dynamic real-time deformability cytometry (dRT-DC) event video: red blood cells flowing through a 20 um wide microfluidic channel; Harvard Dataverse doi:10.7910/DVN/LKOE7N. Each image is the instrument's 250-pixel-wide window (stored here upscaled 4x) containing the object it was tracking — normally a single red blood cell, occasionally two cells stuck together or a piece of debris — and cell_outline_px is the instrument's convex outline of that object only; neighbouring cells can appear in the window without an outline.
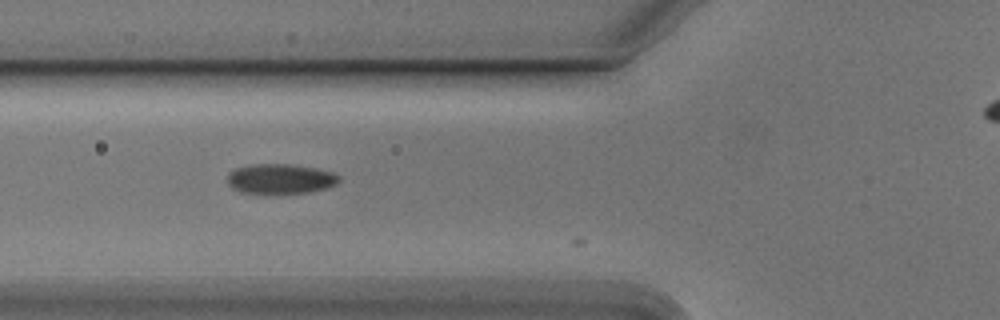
{"species": "Egyptian fruit bat (a non-hibernating species)", "species_latin": "Rousettus aegyptiacus", "temperature_condition": "cold", "stored_images_in_passage": 3, "camera_frame_rate_fps": 3000, "um_per_image_px": 0.085, "animal": {"sex": "male"}, "frame": {"image": 1, "passage_image": 2, "time_ms": 0.333, "image_size_px": [1000, 320], "cell_outline_px": [[340, 180], [336, 184], [324, 188], [308, 192], [240, 192], [232, 188], [228, 184], [228, 172], [236, 168], [252, 164], [288, 164], [316, 168], [332, 172], [340, 176]], "centroid_in_image_um": [23.82, 15.17], "position_along_channel_um": 102.0, "area_um2": 19.07}}